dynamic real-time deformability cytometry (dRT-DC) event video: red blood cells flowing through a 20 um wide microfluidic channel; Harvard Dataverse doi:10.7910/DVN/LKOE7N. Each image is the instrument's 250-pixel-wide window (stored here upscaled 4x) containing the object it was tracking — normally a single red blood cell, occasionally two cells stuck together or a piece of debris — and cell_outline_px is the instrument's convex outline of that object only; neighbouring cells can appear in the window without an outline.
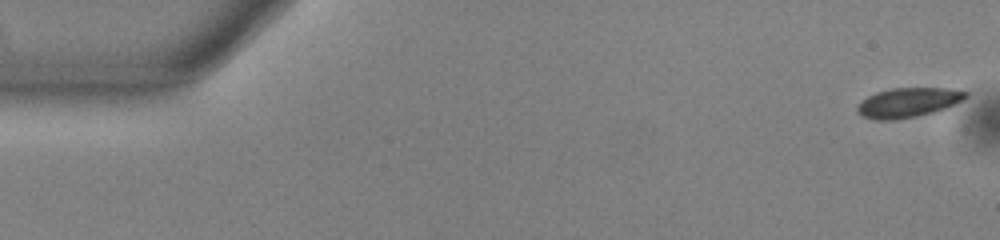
{"species": "common noctule bat (a hibernating species)", "species_latin": "Nyctalus noctula", "temperature_condition": "warm", "stored_images_in_passage": 54, "camera_frame_rate_fps": 3000, "um_per_image_px": 0.085, "animal": {"sex": "male", "body_mass_g": 13.0, "forearm_length_mm": 53.1}, "frame": {"image": 1, "passage_image": 1, "time_ms": 0.0, "image_size_px": [1000, 240], "cell_outline_px": [[968, 96], [944, 108], [932, 112], [916, 116], [896, 120], [876, 120], [864, 116], [856, 112], [856, 108], [868, 96], [876, 92], [888, 88], [952, 88], [968, 92]], "centroid_in_image_um": [77.16, 8.7], "position_along_channel_um": 7.8, "area_um2": 18.44}}
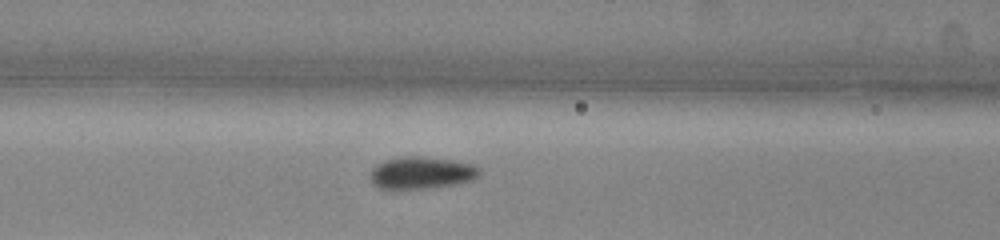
{"frame": {"image": 2, "passage_image": 22, "time_ms": 7.0, "image_size_px": [1000, 240], "cell_outline_px": [[480, 176], [472, 180], [456, 184], [392, 192], [376, 188], [372, 184], [368, 176], [368, 172], [372, 168], [384, 160], [404, 156], [420, 156], [452, 160], [472, 164], [480, 168]], "centroid_in_image_um": [35.72, 14.73], "position_along_channel_um": 130.9, "area_um2": 21.27}}
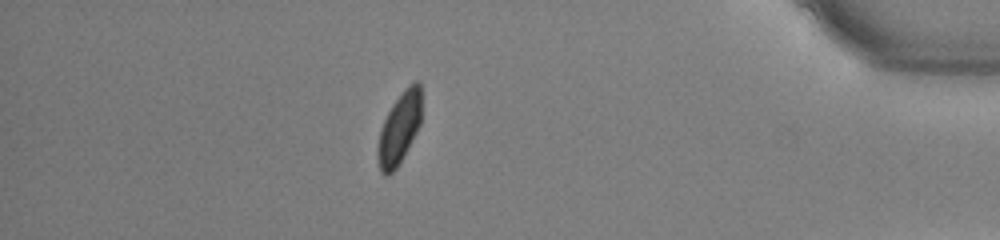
{"frame": {"image": 3, "passage_image": 47, "time_ms": 15.333, "image_size_px": [1000, 240], "cell_outline_px": [[420, 124], [416, 132], [396, 168], [388, 176], [384, 176], [380, 172], [380, 132], [384, 120], [392, 104], [404, 88], [408, 84], [416, 80], [420, 80]], "centroid_in_image_um": [33.98, 10.83], "position_along_channel_um": 401.2, "area_um2": 17.46}, "authors_computed_cell_mechanics": {"area_um2": 19.1896, "velocity_mm_per_s": 3.7892, "shape_relaxation_time_tau1_ms": 2.3717, "shape_relaxation_time_tau2_ms": null, "deformation_change_tau1": 0.0721, "deformation_change_tau2": null}}